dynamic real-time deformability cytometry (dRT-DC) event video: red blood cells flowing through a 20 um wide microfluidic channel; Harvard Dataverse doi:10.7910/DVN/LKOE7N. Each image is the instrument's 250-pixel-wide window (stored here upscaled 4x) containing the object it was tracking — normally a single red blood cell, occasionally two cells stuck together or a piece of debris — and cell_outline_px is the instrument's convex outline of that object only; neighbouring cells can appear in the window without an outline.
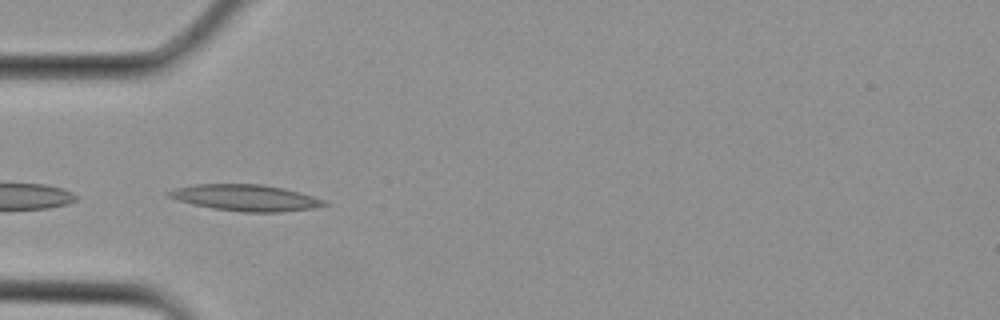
{"species": "Egyptian fruit bat (a non-hibernating species)", "species_latin": "Rousettus aegyptiacus", "temperature_condition": "cold", "stored_images_in_passage": 12, "camera_frame_rate_fps": 3000, "um_per_image_px": 0.085, "animal": {"sex": "female"}, "frame": {"image": 1, "passage_image": 10, "time_ms": 3.0, "image_size_px": [1000, 320], "cell_outline_px": [[332, 204], [312, 208], [280, 212], [244, 212], [212, 208], [180, 200], [168, 196], [164, 192], [176, 188], [196, 184], [264, 184], [284, 188], [300, 192], [324, 200]], "centroid_in_image_um": [20.92, 16.8], "position_along_channel_um": 64.1, "area_um2": 23.7}}